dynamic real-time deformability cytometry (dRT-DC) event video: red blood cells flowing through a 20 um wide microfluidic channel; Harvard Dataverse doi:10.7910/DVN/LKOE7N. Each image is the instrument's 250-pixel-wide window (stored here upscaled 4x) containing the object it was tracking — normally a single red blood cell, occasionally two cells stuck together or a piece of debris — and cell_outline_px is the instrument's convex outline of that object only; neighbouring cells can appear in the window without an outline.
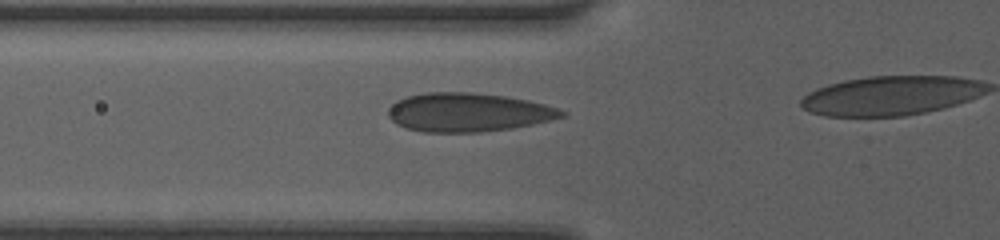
{"species": "human", "species_latin": "Homo sapiens", "temperature_condition": "room temperature", "stored_images_in_passage": 38, "camera_frame_rate_fps": 3000, "um_per_image_px": 0.085, "donor": {"sex": "female"}, "frame": {"image": 1, "passage_image": 14, "time_ms": 4.333, "image_size_px": [1000, 240], "cell_outline_px": [[568, 112], [564, 116], [532, 124], [512, 128], [480, 132], [420, 132], [396, 124], [388, 116], [388, 108], [396, 100], [408, 96], [424, 92], [468, 92], [504, 96], [528, 100], [544, 104]], "centroid_in_image_um": [39.75, 9.54], "position_along_channel_um": 86.0, "area_um2": 39.07}}
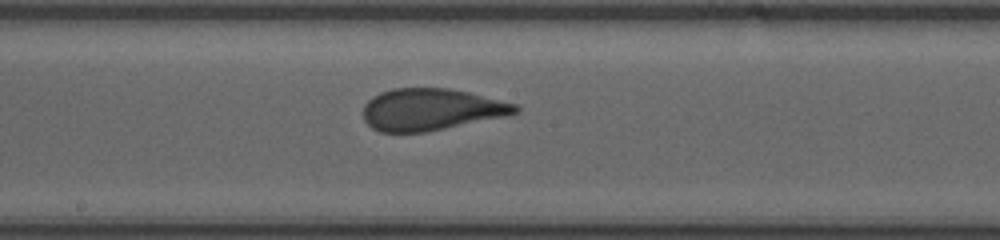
{"frame": {"image": 2, "passage_image": 23, "time_ms": 7.333, "image_size_px": [1000, 240], "cell_outline_px": [[520, 112], [508, 116], [424, 132], [380, 132], [372, 128], [364, 120], [364, 104], [372, 96], [380, 92], [392, 88], [448, 88], [468, 92], [516, 104], [520, 108]], "centroid_in_image_um": [36.64, 9.3], "position_along_channel_um": 211.6, "area_um2": 37.11}}
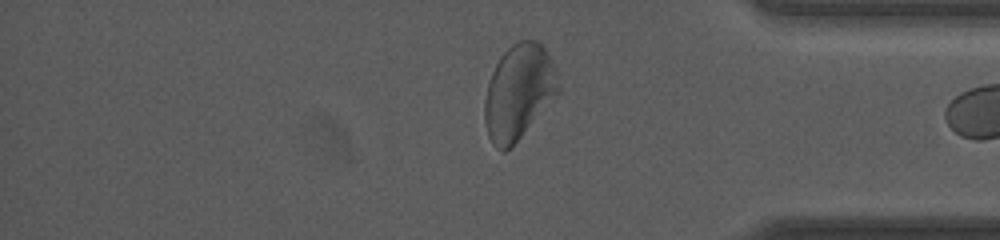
{"frame": {"image": 3, "passage_image": 37, "time_ms": 12.0, "image_size_px": [1000, 240], "cell_outline_px": [[560, 92], [512, 148], [504, 152], [496, 148], [492, 144], [488, 136], [484, 124], [484, 100], [488, 84], [492, 72], [500, 56], [516, 40], [536, 40], [544, 48], [552, 60], [556, 72], [560, 88]], "centroid_in_image_um": [44.08, 7.85], "position_along_channel_um": 391.1, "area_um2": 41.15}}